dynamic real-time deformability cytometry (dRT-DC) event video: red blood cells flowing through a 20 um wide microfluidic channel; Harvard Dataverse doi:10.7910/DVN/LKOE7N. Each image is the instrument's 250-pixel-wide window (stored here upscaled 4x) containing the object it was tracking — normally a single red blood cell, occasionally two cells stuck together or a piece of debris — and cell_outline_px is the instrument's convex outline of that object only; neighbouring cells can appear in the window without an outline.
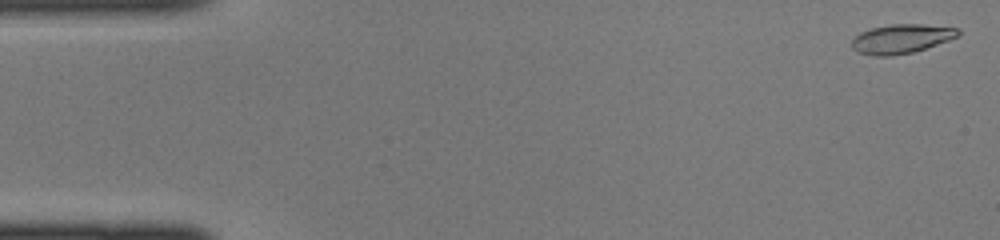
{"species": "common noctule bat (a hibernating species)", "species_latin": "Nyctalus noctula", "temperature_condition": "cold", "stored_images_in_passage": 44, "camera_frame_rate_fps": 3000, "um_per_image_px": 0.085, "animal": {"sex": "female", "body_mass_g": 22.0, "forearm_length_mm": 56.7}, "frame": {"image": 1, "passage_image": 1, "time_ms": 0.0, "image_size_px": [1000, 240], "cell_outline_px": [[960, 32], [956, 36], [948, 40], [912, 52], [892, 56], [876, 56], [860, 52], [852, 48], [852, 40], [860, 32], [872, 28], [892, 24], [920, 24], [960, 28]], "centroid_in_image_um": [76.6, 3.29], "position_along_channel_um": 8.4, "area_um2": 17.74}}
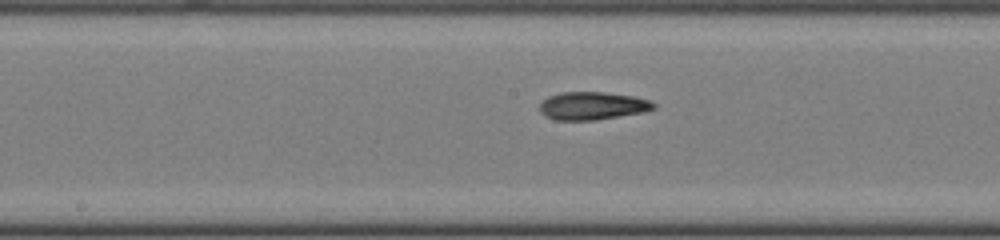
{"frame": {"image": 2, "passage_image": 22, "time_ms": 7.0, "image_size_px": [1000, 240], "cell_outline_px": [[656, 108], [644, 112], [596, 120], [552, 120], [544, 116], [540, 112], [540, 104], [548, 96], [560, 92], [604, 92], [636, 96], [652, 100], [656, 104]], "centroid_in_image_um": [50.38, 8.99], "position_along_channel_um": 197.8, "area_um2": 18.84}}
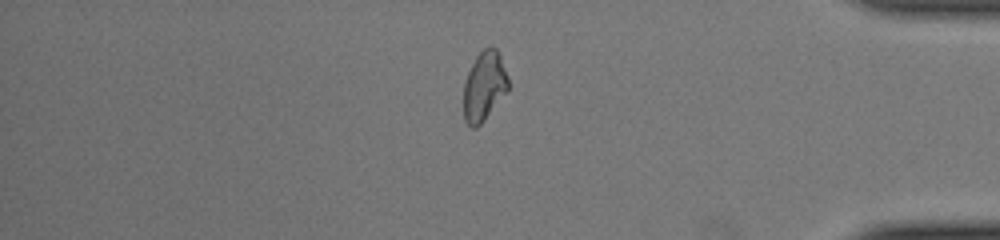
{"frame": {"image": 3, "passage_image": 37, "time_ms": 12.0, "image_size_px": [1000, 240], "cell_outline_px": [[508, 92], [480, 124], [476, 128], [472, 128], [464, 120], [464, 84], [468, 72], [476, 56], [484, 48], [496, 48], [500, 56], [508, 76]], "centroid_in_image_um": [41.16, 7.34], "position_along_channel_um": 394.0, "area_um2": 17.92}}